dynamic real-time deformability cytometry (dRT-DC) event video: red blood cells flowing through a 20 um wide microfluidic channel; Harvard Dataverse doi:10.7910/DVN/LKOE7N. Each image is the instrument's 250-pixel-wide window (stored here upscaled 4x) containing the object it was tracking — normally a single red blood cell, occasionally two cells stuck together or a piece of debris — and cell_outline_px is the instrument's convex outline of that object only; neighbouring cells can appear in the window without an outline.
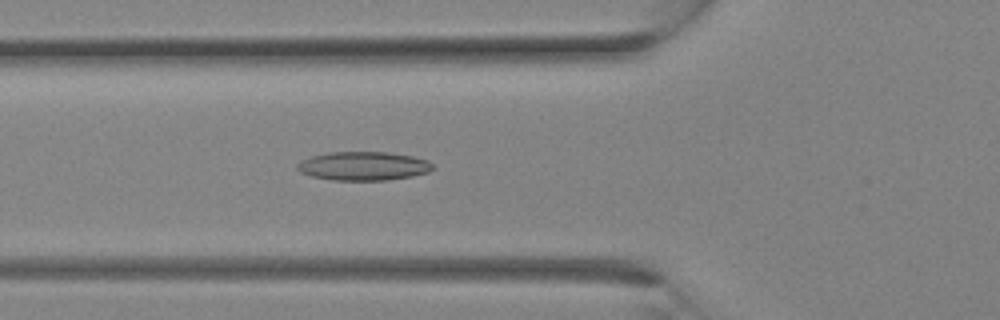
{"species": "Egyptian fruit bat (a non-hibernating species)", "species_latin": "Rousettus aegyptiacus", "temperature_condition": "room temperature", "stored_images_in_passage": 13, "camera_frame_rate_fps": 3000, "um_per_image_px": 0.085, "animal": {"sex": "female"}, "frame": {"image": 1, "passage_image": 11, "time_ms": 3.333, "image_size_px": [1000, 320], "cell_outline_px": [[436, 168], [428, 172], [412, 176], [388, 180], [332, 180], [312, 176], [300, 172], [296, 168], [296, 164], [300, 160], [312, 156], [328, 152], [388, 152], [412, 156], [428, 160]], "centroid_in_image_um": [30.89, 14.11], "position_along_channel_um": 94.9, "area_um2": 22.83}}
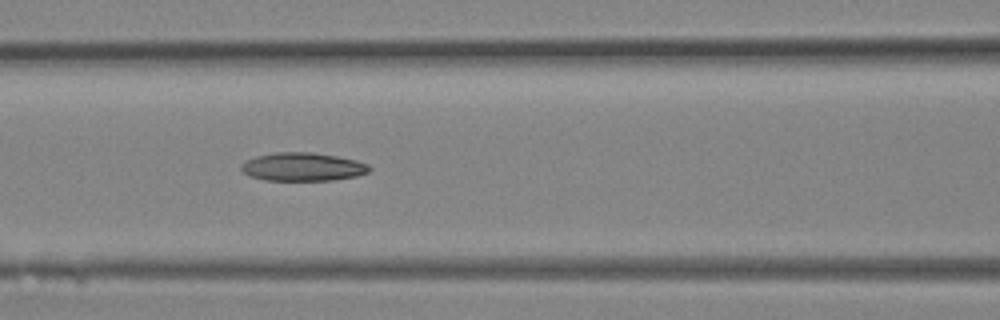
{"frame": {"image": 2, "passage_image": 13, "time_ms": 4.0, "image_size_px": [1000, 320], "cell_outline_px": [[372, 168], [368, 172], [356, 176], [332, 180], [264, 180], [248, 176], [240, 168], [240, 164], [244, 160], [256, 156], [276, 152], [312, 152], [336, 156], [356, 160], [368, 164]], "centroid_in_image_um": [25.69, 14.17], "position_along_channel_um": 140.9, "area_um2": 21.27}}